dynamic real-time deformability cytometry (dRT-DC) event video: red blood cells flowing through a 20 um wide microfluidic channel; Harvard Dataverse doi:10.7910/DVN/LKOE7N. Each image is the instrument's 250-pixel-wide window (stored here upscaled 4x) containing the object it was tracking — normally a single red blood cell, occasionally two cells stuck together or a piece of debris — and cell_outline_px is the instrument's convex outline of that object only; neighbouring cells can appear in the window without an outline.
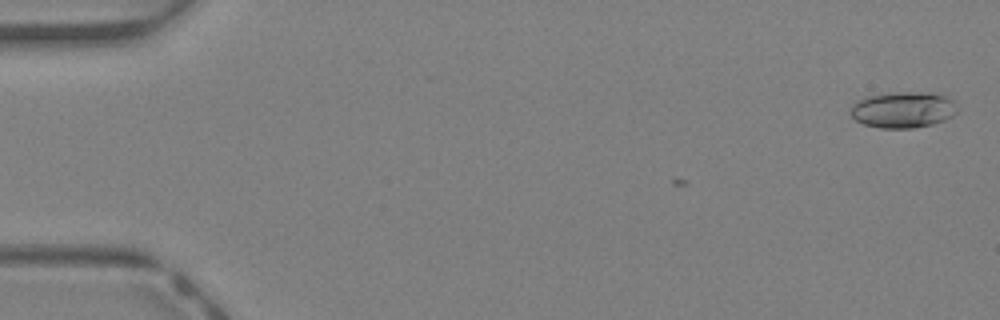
{"species": "Egyptian fruit bat (a non-hibernating species)", "species_latin": "Rousettus aegyptiacus", "temperature_condition": "warm", "stored_images_in_passage": 3, "camera_frame_rate_fps": 3000, "um_per_image_px": 0.085, "animal": {"sex": "female"}, "frame": {"image": 1, "passage_image": 3, "time_ms": 0.667, "image_size_px": [1000, 320], "cell_outline_px": [[956, 112], [952, 116], [944, 120], [932, 124], [912, 128], [880, 128], [864, 124], [856, 120], [852, 116], [852, 104], [856, 100], [868, 96], [892, 92], [928, 92], [948, 96], [952, 100]], "centroid_in_image_um": [76.75, 9.32], "position_along_channel_um": 8.3, "area_um2": 22.37}}